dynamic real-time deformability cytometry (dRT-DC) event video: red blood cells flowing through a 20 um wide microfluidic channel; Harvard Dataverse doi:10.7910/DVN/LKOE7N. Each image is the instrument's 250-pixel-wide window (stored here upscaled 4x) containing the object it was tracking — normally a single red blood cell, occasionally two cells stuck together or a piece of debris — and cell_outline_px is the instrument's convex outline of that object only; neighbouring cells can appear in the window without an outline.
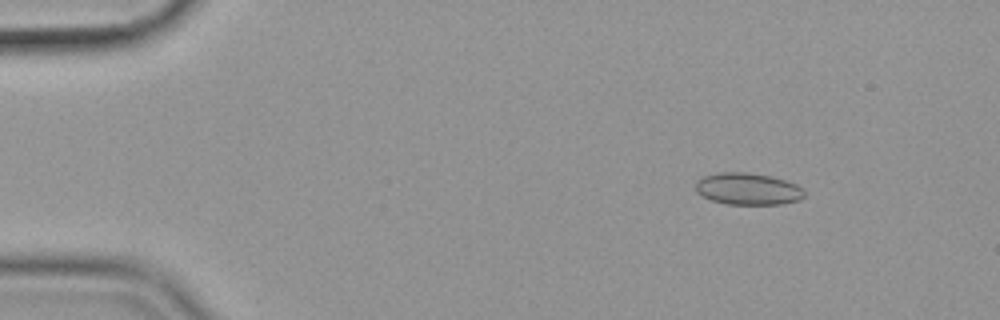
{"species": "common noctule bat (a hibernating species)", "species_latin": "Nyctalus noctula", "temperature_condition": "cold", "stored_images_in_passage": 57, "camera_frame_rate_fps": 3000, "um_per_image_px": 0.085, "animal": {"sex": "female", "body_mass_g": 19.9}, "frame": {"image": 1, "passage_image": 8, "time_ms": 2.333, "image_size_px": [1000, 320], "cell_outline_px": [[804, 196], [800, 200], [780, 204], [728, 204], [712, 200], [696, 192], [696, 180], [704, 176], [720, 172], [744, 172], [772, 176], [796, 184], [804, 192]], "centroid_in_image_um": [63.56, 16.05], "position_along_channel_um": 21.4, "area_um2": 20.06}}
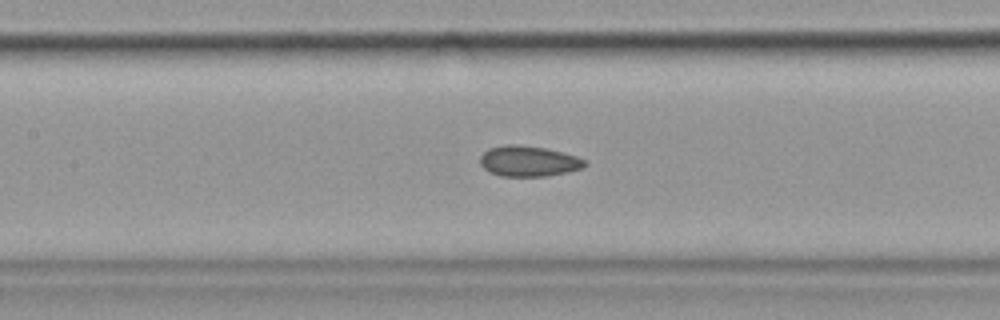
{"frame": {"image": 2, "passage_image": 27, "time_ms": 8.667, "image_size_px": [1000, 320], "cell_outline_px": [[588, 164], [584, 168], [568, 172], [544, 176], [500, 176], [488, 172], [480, 164], [480, 156], [488, 148], [504, 144], [516, 144], [544, 148], [576, 156], [588, 160]], "centroid_in_image_um": [44.93, 13.7], "position_along_channel_um": 162.5, "area_um2": 18.84}}
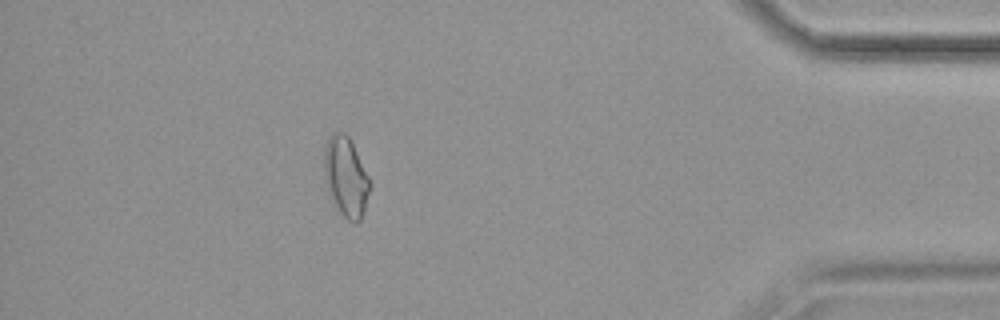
{"frame": {"image": 3, "passage_image": 51, "time_ms": 16.667, "image_size_px": [1000, 320], "cell_outline_px": [[372, 188], [360, 220], [348, 220], [332, 204], [324, 180], [324, 144], [328, 136], [332, 132], [344, 132], [348, 136], [372, 184]], "centroid_in_image_um": [29.37, 15.02], "position_along_channel_um": 405.8, "area_um2": 21.39}, "authors_computed_cell_mechanics": {"area_um2": 19.2474, "velocity_mm_per_s": 3.5897, "shape_relaxation_time_tau1_ms": null, "shape_relaxation_time_tau2_ms": 3.4067, "deformation_change_tau1": null, "deformation_change_tau2": 0.0861}}